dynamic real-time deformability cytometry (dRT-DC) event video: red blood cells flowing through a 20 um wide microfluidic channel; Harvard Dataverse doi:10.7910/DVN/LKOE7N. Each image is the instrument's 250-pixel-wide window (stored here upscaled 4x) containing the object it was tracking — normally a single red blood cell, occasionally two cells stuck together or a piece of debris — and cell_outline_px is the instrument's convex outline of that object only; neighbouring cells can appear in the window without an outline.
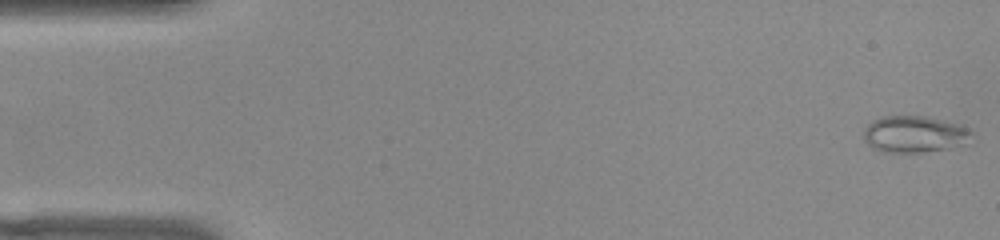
{"species": "common noctule bat (a hibernating species)", "species_latin": "Nyctalus noctula", "temperature_condition": "warm", "stored_images_in_passage": 52, "camera_frame_rate_fps": 3000, "um_per_image_px": 0.085, "animal": {"sex": "female", "body_mass_g": 22.0, "forearm_length_mm": 56.7}, "frame": {"image": 1, "passage_image": 1, "time_ms": 0.0, "image_size_px": [1000, 240], "cell_outline_px": [[972, 132], [948, 148], [924, 152], [884, 152], [872, 148], [864, 140], [864, 128], [872, 120], [884, 116], [928, 116], [968, 128]], "centroid_in_image_um": [77.56, 11.39], "position_along_channel_um": 7.4, "area_um2": 22.25}}
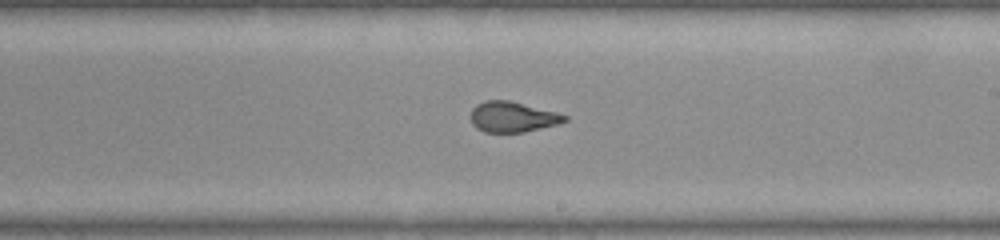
{"frame": {"image": 2, "passage_image": 30, "time_ms": 9.667, "image_size_px": [1000, 240], "cell_outline_px": [[568, 120], [556, 124], [524, 132], [484, 132], [476, 128], [472, 124], [472, 108], [476, 104], [484, 100], [508, 100], [556, 112], [568, 116]], "centroid_in_image_um": [43.54, 9.93], "position_along_channel_um": 245.5, "area_um2": 16.53}}
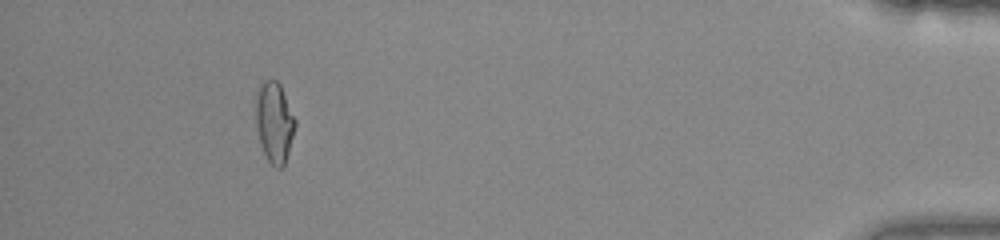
{"frame": {"image": 3, "passage_image": 48, "time_ms": 15.667, "image_size_px": [1000, 240], "cell_outline_px": [[296, 124], [284, 168], [276, 168], [268, 160], [260, 144], [256, 124], [256, 92], [260, 84], [264, 80], [276, 80], [280, 84], [296, 120]], "centroid_in_image_um": [23.32, 10.39], "position_along_channel_um": 411.9, "area_um2": 18.5}}